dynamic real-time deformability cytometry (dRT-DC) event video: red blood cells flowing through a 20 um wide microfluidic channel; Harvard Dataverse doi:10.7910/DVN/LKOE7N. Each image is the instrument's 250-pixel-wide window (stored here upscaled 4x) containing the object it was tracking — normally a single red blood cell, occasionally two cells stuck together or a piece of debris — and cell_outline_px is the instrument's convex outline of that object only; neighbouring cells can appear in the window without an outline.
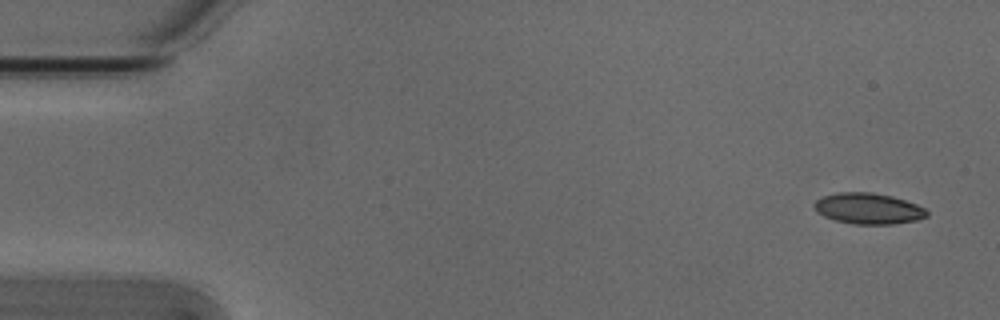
{"species": "Egyptian fruit bat (a non-hibernating species)", "species_latin": "Rousettus aegyptiacus", "temperature_condition": "cold", "stored_images_in_passage": 7, "camera_frame_rate_fps": 3000, "um_per_image_px": 0.085, "animal": {"sex": "male"}, "frame": {"image": 1, "passage_image": 1, "time_ms": 0.0, "image_size_px": [1000, 320], "cell_outline_px": [[928, 216], [916, 220], [892, 224], [852, 224], [836, 220], [824, 216], [816, 212], [812, 204], [816, 200], [824, 196], [836, 192], [872, 192], [892, 196], [916, 204], [924, 208], [928, 212]], "centroid_in_image_um": [73.78, 17.72], "position_along_channel_um": 11.2, "area_um2": 20.35}}
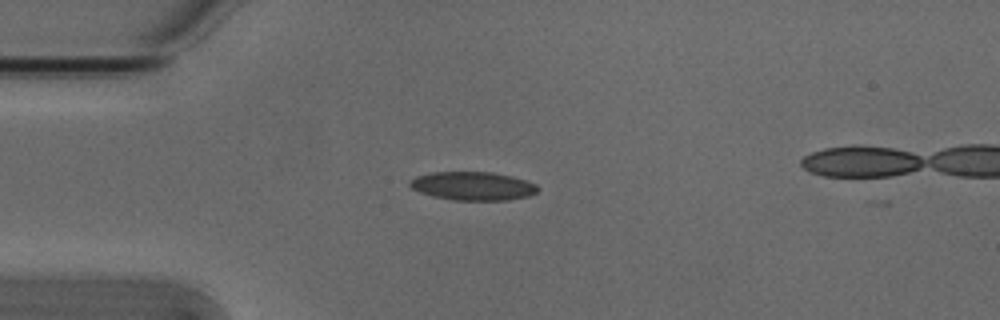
{"frame": {"image": 2, "passage_image": 4, "time_ms": 1.0, "image_size_px": [1000, 320], "cell_outline_px": [[540, 188], [536, 192], [528, 196], [508, 200], [452, 200], [432, 196], [420, 192], [412, 188], [408, 184], [416, 176], [432, 172], [492, 172], [512, 176], [536, 184]], "centroid_in_image_um": [40.2, 15.81], "position_along_channel_um": 44.8, "area_um2": 21.21}}
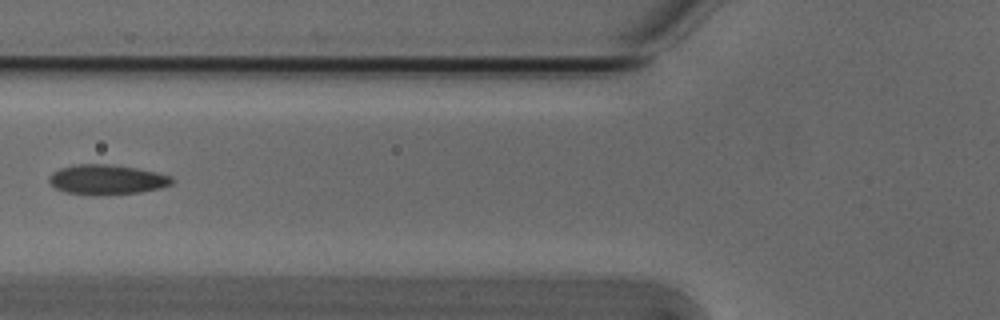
{"frame": {"image": 3, "passage_image": 6, "time_ms": 1.667, "image_size_px": [1000, 320], "cell_outline_px": [[172, 184], [160, 188], [140, 192], [100, 196], [64, 192], [56, 188], [48, 180], [52, 172], [60, 168], [80, 164], [104, 164], [136, 168], [156, 172], [172, 176]], "centroid_in_image_um": [9.08, 15.28], "position_along_channel_um": 116.7, "area_um2": 21.33}}